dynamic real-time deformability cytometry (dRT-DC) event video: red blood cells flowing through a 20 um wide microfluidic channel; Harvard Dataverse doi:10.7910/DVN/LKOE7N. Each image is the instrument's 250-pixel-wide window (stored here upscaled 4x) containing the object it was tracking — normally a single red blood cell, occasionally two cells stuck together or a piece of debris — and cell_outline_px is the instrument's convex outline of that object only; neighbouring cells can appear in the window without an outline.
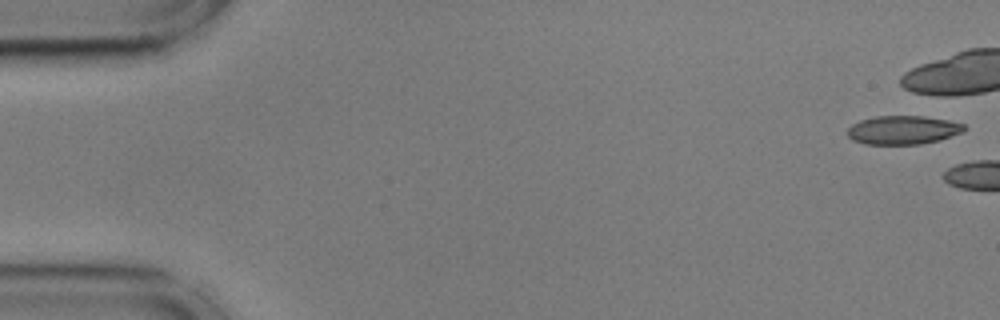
{"species": "common noctule bat (a hibernating species)", "species_latin": "Nyctalus noctula", "temperature_condition": "cold", "stored_images_in_passage": 5, "camera_frame_rate_fps": 3000, "um_per_image_px": 0.085, "animal": {"sex": "male", "body_mass_g": 17.9, "forearm_length_mm": 54.2}, "frame": {"image": 1, "passage_image": 1, "time_ms": 0.0, "image_size_px": [1000, 320], "cell_outline_px": [[968, 128], [964, 132], [940, 140], [920, 144], [864, 144], [852, 140], [848, 136], [848, 128], [852, 124], [860, 120], [876, 116], [924, 116], [948, 120], [964, 124]], "centroid_in_image_um": [76.78, 11.05], "position_along_channel_um": 8.2, "area_um2": 19.65}}